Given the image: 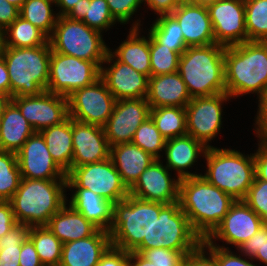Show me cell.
Masks as SVG:
<instances>
[{
	"label": "cell",
	"mask_w": 267,
	"mask_h": 266,
	"mask_svg": "<svg viewBox=\"0 0 267 266\" xmlns=\"http://www.w3.org/2000/svg\"><path fill=\"white\" fill-rule=\"evenodd\" d=\"M235 201L201 175L180 179V208L202 240L207 239L220 225Z\"/></svg>",
	"instance_id": "cell-1"
},
{
	"label": "cell",
	"mask_w": 267,
	"mask_h": 266,
	"mask_svg": "<svg viewBox=\"0 0 267 266\" xmlns=\"http://www.w3.org/2000/svg\"><path fill=\"white\" fill-rule=\"evenodd\" d=\"M226 93L234 99L248 94L259 99L267 94V41H246L225 48Z\"/></svg>",
	"instance_id": "cell-2"
},
{
	"label": "cell",
	"mask_w": 267,
	"mask_h": 266,
	"mask_svg": "<svg viewBox=\"0 0 267 266\" xmlns=\"http://www.w3.org/2000/svg\"><path fill=\"white\" fill-rule=\"evenodd\" d=\"M66 190V180L21 178L19 188L9 200L17 223L46 226L67 203Z\"/></svg>",
	"instance_id": "cell-3"
},
{
	"label": "cell",
	"mask_w": 267,
	"mask_h": 266,
	"mask_svg": "<svg viewBox=\"0 0 267 266\" xmlns=\"http://www.w3.org/2000/svg\"><path fill=\"white\" fill-rule=\"evenodd\" d=\"M225 48L216 43L190 46L181 54L177 72L185 82L191 98L226 92Z\"/></svg>",
	"instance_id": "cell-4"
},
{
	"label": "cell",
	"mask_w": 267,
	"mask_h": 266,
	"mask_svg": "<svg viewBox=\"0 0 267 266\" xmlns=\"http://www.w3.org/2000/svg\"><path fill=\"white\" fill-rule=\"evenodd\" d=\"M203 159L207 167L201 176L234 200L245 198L256 176L254 153L246 155L240 150L212 146Z\"/></svg>",
	"instance_id": "cell-5"
},
{
	"label": "cell",
	"mask_w": 267,
	"mask_h": 266,
	"mask_svg": "<svg viewBox=\"0 0 267 266\" xmlns=\"http://www.w3.org/2000/svg\"><path fill=\"white\" fill-rule=\"evenodd\" d=\"M5 60L11 84V97L37 96L49 81L51 46L49 41L36 47H5Z\"/></svg>",
	"instance_id": "cell-6"
},
{
	"label": "cell",
	"mask_w": 267,
	"mask_h": 266,
	"mask_svg": "<svg viewBox=\"0 0 267 266\" xmlns=\"http://www.w3.org/2000/svg\"><path fill=\"white\" fill-rule=\"evenodd\" d=\"M166 204L146 201L128 195L113 205V220L108 233L111 245L127 252L142 241H148L150 230Z\"/></svg>",
	"instance_id": "cell-7"
},
{
	"label": "cell",
	"mask_w": 267,
	"mask_h": 266,
	"mask_svg": "<svg viewBox=\"0 0 267 266\" xmlns=\"http://www.w3.org/2000/svg\"><path fill=\"white\" fill-rule=\"evenodd\" d=\"M48 41L52 51L94 62L100 69L110 49L101 32L67 16H58Z\"/></svg>",
	"instance_id": "cell-8"
},
{
	"label": "cell",
	"mask_w": 267,
	"mask_h": 266,
	"mask_svg": "<svg viewBox=\"0 0 267 266\" xmlns=\"http://www.w3.org/2000/svg\"><path fill=\"white\" fill-rule=\"evenodd\" d=\"M202 239L194 232L188 217L180 208L179 201L166 204L156 217L148 241H142L134 250L167 248L181 252H192Z\"/></svg>",
	"instance_id": "cell-9"
},
{
	"label": "cell",
	"mask_w": 267,
	"mask_h": 266,
	"mask_svg": "<svg viewBox=\"0 0 267 266\" xmlns=\"http://www.w3.org/2000/svg\"><path fill=\"white\" fill-rule=\"evenodd\" d=\"M67 188H86L106 200L116 203L129 195L111 158L71 167L66 176Z\"/></svg>",
	"instance_id": "cell-10"
},
{
	"label": "cell",
	"mask_w": 267,
	"mask_h": 266,
	"mask_svg": "<svg viewBox=\"0 0 267 266\" xmlns=\"http://www.w3.org/2000/svg\"><path fill=\"white\" fill-rule=\"evenodd\" d=\"M101 69L91 61L51 50L47 92L68 97L100 78Z\"/></svg>",
	"instance_id": "cell-11"
},
{
	"label": "cell",
	"mask_w": 267,
	"mask_h": 266,
	"mask_svg": "<svg viewBox=\"0 0 267 266\" xmlns=\"http://www.w3.org/2000/svg\"><path fill=\"white\" fill-rule=\"evenodd\" d=\"M230 99L232 98L226 92L191 98L185 107L187 134L202 142L207 148L212 147L211 140L218 137L223 128L224 102L229 103Z\"/></svg>",
	"instance_id": "cell-12"
},
{
	"label": "cell",
	"mask_w": 267,
	"mask_h": 266,
	"mask_svg": "<svg viewBox=\"0 0 267 266\" xmlns=\"http://www.w3.org/2000/svg\"><path fill=\"white\" fill-rule=\"evenodd\" d=\"M67 100L69 117L101 127L111 116L117 101L101 77L91 85L74 91Z\"/></svg>",
	"instance_id": "cell-13"
},
{
	"label": "cell",
	"mask_w": 267,
	"mask_h": 266,
	"mask_svg": "<svg viewBox=\"0 0 267 266\" xmlns=\"http://www.w3.org/2000/svg\"><path fill=\"white\" fill-rule=\"evenodd\" d=\"M266 223L243 201L236 200L229 208L220 225L206 239L211 245L236 249L251 238ZM222 241V246L216 241ZM225 243V244H223Z\"/></svg>",
	"instance_id": "cell-14"
},
{
	"label": "cell",
	"mask_w": 267,
	"mask_h": 266,
	"mask_svg": "<svg viewBox=\"0 0 267 266\" xmlns=\"http://www.w3.org/2000/svg\"><path fill=\"white\" fill-rule=\"evenodd\" d=\"M146 98L117 100L113 112L103 126L110 147L131 143L137 128L150 117Z\"/></svg>",
	"instance_id": "cell-15"
},
{
	"label": "cell",
	"mask_w": 267,
	"mask_h": 266,
	"mask_svg": "<svg viewBox=\"0 0 267 266\" xmlns=\"http://www.w3.org/2000/svg\"><path fill=\"white\" fill-rule=\"evenodd\" d=\"M11 101L36 132L58 125L68 117L66 97L43 91L37 96H14Z\"/></svg>",
	"instance_id": "cell-16"
},
{
	"label": "cell",
	"mask_w": 267,
	"mask_h": 266,
	"mask_svg": "<svg viewBox=\"0 0 267 266\" xmlns=\"http://www.w3.org/2000/svg\"><path fill=\"white\" fill-rule=\"evenodd\" d=\"M208 11L216 44L230 47L248 41L244 0H219Z\"/></svg>",
	"instance_id": "cell-17"
},
{
	"label": "cell",
	"mask_w": 267,
	"mask_h": 266,
	"mask_svg": "<svg viewBox=\"0 0 267 266\" xmlns=\"http://www.w3.org/2000/svg\"><path fill=\"white\" fill-rule=\"evenodd\" d=\"M169 171L162 159L154 160L129 188V194L138 199L163 204L179 201L180 179L177 176L173 178Z\"/></svg>",
	"instance_id": "cell-18"
},
{
	"label": "cell",
	"mask_w": 267,
	"mask_h": 266,
	"mask_svg": "<svg viewBox=\"0 0 267 266\" xmlns=\"http://www.w3.org/2000/svg\"><path fill=\"white\" fill-rule=\"evenodd\" d=\"M16 155L22 178L66 180L67 173L51 157L39 132L31 135Z\"/></svg>",
	"instance_id": "cell-19"
},
{
	"label": "cell",
	"mask_w": 267,
	"mask_h": 266,
	"mask_svg": "<svg viewBox=\"0 0 267 266\" xmlns=\"http://www.w3.org/2000/svg\"><path fill=\"white\" fill-rule=\"evenodd\" d=\"M100 77L116 100L147 96L149 78L118 61L110 52L102 63Z\"/></svg>",
	"instance_id": "cell-20"
},
{
	"label": "cell",
	"mask_w": 267,
	"mask_h": 266,
	"mask_svg": "<svg viewBox=\"0 0 267 266\" xmlns=\"http://www.w3.org/2000/svg\"><path fill=\"white\" fill-rule=\"evenodd\" d=\"M72 141V167L110 158L111 147L101 126L72 119Z\"/></svg>",
	"instance_id": "cell-21"
},
{
	"label": "cell",
	"mask_w": 267,
	"mask_h": 266,
	"mask_svg": "<svg viewBox=\"0 0 267 266\" xmlns=\"http://www.w3.org/2000/svg\"><path fill=\"white\" fill-rule=\"evenodd\" d=\"M179 23L187 47L214 44V32L207 7L182 1L171 13Z\"/></svg>",
	"instance_id": "cell-22"
},
{
	"label": "cell",
	"mask_w": 267,
	"mask_h": 266,
	"mask_svg": "<svg viewBox=\"0 0 267 266\" xmlns=\"http://www.w3.org/2000/svg\"><path fill=\"white\" fill-rule=\"evenodd\" d=\"M207 147L191 135L178 136L166 140L162 157L165 159V166L179 179L201 175L198 172H192L195 163L200 157H204ZM190 170V171H188ZM192 172V173H191Z\"/></svg>",
	"instance_id": "cell-23"
},
{
	"label": "cell",
	"mask_w": 267,
	"mask_h": 266,
	"mask_svg": "<svg viewBox=\"0 0 267 266\" xmlns=\"http://www.w3.org/2000/svg\"><path fill=\"white\" fill-rule=\"evenodd\" d=\"M111 246L110 234L98 229L90 237L63 243L59 266H96Z\"/></svg>",
	"instance_id": "cell-24"
},
{
	"label": "cell",
	"mask_w": 267,
	"mask_h": 266,
	"mask_svg": "<svg viewBox=\"0 0 267 266\" xmlns=\"http://www.w3.org/2000/svg\"><path fill=\"white\" fill-rule=\"evenodd\" d=\"M143 25L141 19L133 21L127 37L120 45L109 52L120 62L130 65L137 72L151 77L149 32L147 37L141 33ZM142 34V36H141Z\"/></svg>",
	"instance_id": "cell-25"
},
{
	"label": "cell",
	"mask_w": 267,
	"mask_h": 266,
	"mask_svg": "<svg viewBox=\"0 0 267 266\" xmlns=\"http://www.w3.org/2000/svg\"><path fill=\"white\" fill-rule=\"evenodd\" d=\"M146 100L150 108L181 107L191 101L185 82L178 72L151 76L148 79Z\"/></svg>",
	"instance_id": "cell-26"
},
{
	"label": "cell",
	"mask_w": 267,
	"mask_h": 266,
	"mask_svg": "<svg viewBox=\"0 0 267 266\" xmlns=\"http://www.w3.org/2000/svg\"><path fill=\"white\" fill-rule=\"evenodd\" d=\"M67 189L72 194L67 203L98 229L108 232L113 220L114 203L86 188Z\"/></svg>",
	"instance_id": "cell-27"
},
{
	"label": "cell",
	"mask_w": 267,
	"mask_h": 266,
	"mask_svg": "<svg viewBox=\"0 0 267 266\" xmlns=\"http://www.w3.org/2000/svg\"><path fill=\"white\" fill-rule=\"evenodd\" d=\"M110 158L128 189L137 181L141 173L156 160L150 153L132 142L112 146Z\"/></svg>",
	"instance_id": "cell-28"
},
{
	"label": "cell",
	"mask_w": 267,
	"mask_h": 266,
	"mask_svg": "<svg viewBox=\"0 0 267 266\" xmlns=\"http://www.w3.org/2000/svg\"><path fill=\"white\" fill-rule=\"evenodd\" d=\"M46 227L62 243L90 237L98 230L68 203L49 219Z\"/></svg>",
	"instance_id": "cell-29"
},
{
	"label": "cell",
	"mask_w": 267,
	"mask_h": 266,
	"mask_svg": "<svg viewBox=\"0 0 267 266\" xmlns=\"http://www.w3.org/2000/svg\"><path fill=\"white\" fill-rule=\"evenodd\" d=\"M36 131L10 101L0 119V150L16 153Z\"/></svg>",
	"instance_id": "cell-30"
},
{
	"label": "cell",
	"mask_w": 267,
	"mask_h": 266,
	"mask_svg": "<svg viewBox=\"0 0 267 266\" xmlns=\"http://www.w3.org/2000/svg\"><path fill=\"white\" fill-rule=\"evenodd\" d=\"M54 161L67 173L72 167V118L39 131Z\"/></svg>",
	"instance_id": "cell-31"
},
{
	"label": "cell",
	"mask_w": 267,
	"mask_h": 266,
	"mask_svg": "<svg viewBox=\"0 0 267 266\" xmlns=\"http://www.w3.org/2000/svg\"><path fill=\"white\" fill-rule=\"evenodd\" d=\"M150 117L166 140L187 134L185 108L173 106L151 108Z\"/></svg>",
	"instance_id": "cell-32"
},
{
	"label": "cell",
	"mask_w": 267,
	"mask_h": 266,
	"mask_svg": "<svg viewBox=\"0 0 267 266\" xmlns=\"http://www.w3.org/2000/svg\"><path fill=\"white\" fill-rule=\"evenodd\" d=\"M53 5H56L55 0H26L19 9V15L49 38L58 19Z\"/></svg>",
	"instance_id": "cell-33"
},
{
	"label": "cell",
	"mask_w": 267,
	"mask_h": 266,
	"mask_svg": "<svg viewBox=\"0 0 267 266\" xmlns=\"http://www.w3.org/2000/svg\"><path fill=\"white\" fill-rule=\"evenodd\" d=\"M5 47H36L45 45L48 37L20 15L4 30Z\"/></svg>",
	"instance_id": "cell-34"
},
{
	"label": "cell",
	"mask_w": 267,
	"mask_h": 266,
	"mask_svg": "<svg viewBox=\"0 0 267 266\" xmlns=\"http://www.w3.org/2000/svg\"><path fill=\"white\" fill-rule=\"evenodd\" d=\"M148 32L161 44L182 54L187 46L184 42L181 27L177 20L171 15L156 16Z\"/></svg>",
	"instance_id": "cell-35"
},
{
	"label": "cell",
	"mask_w": 267,
	"mask_h": 266,
	"mask_svg": "<svg viewBox=\"0 0 267 266\" xmlns=\"http://www.w3.org/2000/svg\"><path fill=\"white\" fill-rule=\"evenodd\" d=\"M29 238L44 266H59L63 243L46 226H33Z\"/></svg>",
	"instance_id": "cell-36"
},
{
	"label": "cell",
	"mask_w": 267,
	"mask_h": 266,
	"mask_svg": "<svg viewBox=\"0 0 267 266\" xmlns=\"http://www.w3.org/2000/svg\"><path fill=\"white\" fill-rule=\"evenodd\" d=\"M30 228L17 223L0 238V266H19L21 246L28 239Z\"/></svg>",
	"instance_id": "cell-37"
},
{
	"label": "cell",
	"mask_w": 267,
	"mask_h": 266,
	"mask_svg": "<svg viewBox=\"0 0 267 266\" xmlns=\"http://www.w3.org/2000/svg\"><path fill=\"white\" fill-rule=\"evenodd\" d=\"M248 41H267V0H244Z\"/></svg>",
	"instance_id": "cell-38"
},
{
	"label": "cell",
	"mask_w": 267,
	"mask_h": 266,
	"mask_svg": "<svg viewBox=\"0 0 267 266\" xmlns=\"http://www.w3.org/2000/svg\"><path fill=\"white\" fill-rule=\"evenodd\" d=\"M21 172L17 155L0 150V201H9L19 188Z\"/></svg>",
	"instance_id": "cell-39"
},
{
	"label": "cell",
	"mask_w": 267,
	"mask_h": 266,
	"mask_svg": "<svg viewBox=\"0 0 267 266\" xmlns=\"http://www.w3.org/2000/svg\"><path fill=\"white\" fill-rule=\"evenodd\" d=\"M151 76L170 74L178 71L181 54L161 45L149 33Z\"/></svg>",
	"instance_id": "cell-40"
},
{
	"label": "cell",
	"mask_w": 267,
	"mask_h": 266,
	"mask_svg": "<svg viewBox=\"0 0 267 266\" xmlns=\"http://www.w3.org/2000/svg\"><path fill=\"white\" fill-rule=\"evenodd\" d=\"M132 143L150 153L156 159H162L166 139L149 117L137 128Z\"/></svg>",
	"instance_id": "cell-41"
},
{
	"label": "cell",
	"mask_w": 267,
	"mask_h": 266,
	"mask_svg": "<svg viewBox=\"0 0 267 266\" xmlns=\"http://www.w3.org/2000/svg\"><path fill=\"white\" fill-rule=\"evenodd\" d=\"M86 12L82 22L102 34L117 24L111 15L106 0H86Z\"/></svg>",
	"instance_id": "cell-42"
},
{
	"label": "cell",
	"mask_w": 267,
	"mask_h": 266,
	"mask_svg": "<svg viewBox=\"0 0 267 266\" xmlns=\"http://www.w3.org/2000/svg\"><path fill=\"white\" fill-rule=\"evenodd\" d=\"M237 250L241 255L252 258L255 262L260 261L267 266V223Z\"/></svg>",
	"instance_id": "cell-43"
},
{
	"label": "cell",
	"mask_w": 267,
	"mask_h": 266,
	"mask_svg": "<svg viewBox=\"0 0 267 266\" xmlns=\"http://www.w3.org/2000/svg\"><path fill=\"white\" fill-rule=\"evenodd\" d=\"M140 253L153 266H183L186 256L190 252L175 251L167 248H153L146 250H133Z\"/></svg>",
	"instance_id": "cell-44"
},
{
	"label": "cell",
	"mask_w": 267,
	"mask_h": 266,
	"mask_svg": "<svg viewBox=\"0 0 267 266\" xmlns=\"http://www.w3.org/2000/svg\"><path fill=\"white\" fill-rule=\"evenodd\" d=\"M243 201L267 223V182L254 178Z\"/></svg>",
	"instance_id": "cell-45"
},
{
	"label": "cell",
	"mask_w": 267,
	"mask_h": 266,
	"mask_svg": "<svg viewBox=\"0 0 267 266\" xmlns=\"http://www.w3.org/2000/svg\"><path fill=\"white\" fill-rule=\"evenodd\" d=\"M111 15L118 24L127 25L135 18L133 15L138 13V9L143 8L142 0H106Z\"/></svg>",
	"instance_id": "cell-46"
},
{
	"label": "cell",
	"mask_w": 267,
	"mask_h": 266,
	"mask_svg": "<svg viewBox=\"0 0 267 266\" xmlns=\"http://www.w3.org/2000/svg\"><path fill=\"white\" fill-rule=\"evenodd\" d=\"M183 266H217L215 260V246L206 239L192 252H190Z\"/></svg>",
	"instance_id": "cell-47"
},
{
	"label": "cell",
	"mask_w": 267,
	"mask_h": 266,
	"mask_svg": "<svg viewBox=\"0 0 267 266\" xmlns=\"http://www.w3.org/2000/svg\"><path fill=\"white\" fill-rule=\"evenodd\" d=\"M237 253L231 249L215 246V260L217 266H259L257 263L254 264L255 262L252 258L243 255L240 256L241 254H239V251Z\"/></svg>",
	"instance_id": "cell-48"
},
{
	"label": "cell",
	"mask_w": 267,
	"mask_h": 266,
	"mask_svg": "<svg viewBox=\"0 0 267 266\" xmlns=\"http://www.w3.org/2000/svg\"><path fill=\"white\" fill-rule=\"evenodd\" d=\"M258 110L254 118V133L258 143L267 146V94L258 99Z\"/></svg>",
	"instance_id": "cell-49"
},
{
	"label": "cell",
	"mask_w": 267,
	"mask_h": 266,
	"mask_svg": "<svg viewBox=\"0 0 267 266\" xmlns=\"http://www.w3.org/2000/svg\"><path fill=\"white\" fill-rule=\"evenodd\" d=\"M185 0H142L147 10L154 11L157 16L171 14Z\"/></svg>",
	"instance_id": "cell-50"
},
{
	"label": "cell",
	"mask_w": 267,
	"mask_h": 266,
	"mask_svg": "<svg viewBox=\"0 0 267 266\" xmlns=\"http://www.w3.org/2000/svg\"><path fill=\"white\" fill-rule=\"evenodd\" d=\"M19 266H44L39 259L34 243L29 237L21 246Z\"/></svg>",
	"instance_id": "cell-51"
},
{
	"label": "cell",
	"mask_w": 267,
	"mask_h": 266,
	"mask_svg": "<svg viewBox=\"0 0 267 266\" xmlns=\"http://www.w3.org/2000/svg\"><path fill=\"white\" fill-rule=\"evenodd\" d=\"M128 252L111 246L96 266H127Z\"/></svg>",
	"instance_id": "cell-52"
},
{
	"label": "cell",
	"mask_w": 267,
	"mask_h": 266,
	"mask_svg": "<svg viewBox=\"0 0 267 266\" xmlns=\"http://www.w3.org/2000/svg\"><path fill=\"white\" fill-rule=\"evenodd\" d=\"M15 224H17V221L10 201H0V238H2Z\"/></svg>",
	"instance_id": "cell-53"
},
{
	"label": "cell",
	"mask_w": 267,
	"mask_h": 266,
	"mask_svg": "<svg viewBox=\"0 0 267 266\" xmlns=\"http://www.w3.org/2000/svg\"><path fill=\"white\" fill-rule=\"evenodd\" d=\"M257 144L256 152L254 150L255 175L258 179L267 182V146Z\"/></svg>",
	"instance_id": "cell-54"
},
{
	"label": "cell",
	"mask_w": 267,
	"mask_h": 266,
	"mask_svg": "<svg viewBox=\"0 0 267 266\" xmlns=\"http://www.w3.org/2000/svg\"><path fill=\"white\" fill-rule=\"evenodd\" d=\"M18 16V7L8 3L6 0H0V27L5 30L18 18Z\"/></svg>",
	"instance_id": "cell-55"
},
{
	"label": "cell",
	"mask_w": 267,
	"mask_h": 266,
	"mask_svg": "<svg viewBox=\"0 0 267 266\" xmlns=\"http://www.w3.org/2000/svg\"><path fill=\"white\" fill-rule=\"evenodd\" d=\"M0 92L11 96V84L5 60L0 54Z\"/></svg>",
	"instance_id": "cell-56"
},
{
	"label": "cell",
	"mask_w": 267,
	"mask_h": 266,
	"mask_svg": "<svg viewBox=\"0 0 267 266\" xmlns=\"http://www.w3.org/2000/svg\"><path fill=\"white\" fill-rule=\"evenodd\" d=\"M86 0H79L78 4L71 9V11L66 15L68 18L73 20L82 21L86 15Z\"/></svg>",
	"instance_id": "cell-57"
},
{
	"label": "cell",
	"mask_w": 267,
	"mask_h": 266,
	"mask_svg": "<svg viewBox=\"0 0 267 266\" xmlns=\"http://www.w3.org/2000/svg\"><path fill=\"white\" fill-rule=\"evenodd\" d=\"M127 266H153V265L152 262L145 259L140 253L131 251L128 252Z\"/></svg>",
	"instance_id": "cell-58"
},
{
	"label": "cell",
	"mask_w": 267,
	"mask_h": 266,
	"mask_svg": "<svg viewBox=\"0 0 267 266\" xmlns=\"http://www.w3.org/2000/svg\"><path fill=\"white\" fill-rule=\"evenodd\" d=\"M79 0H55V9H56L58 16H66L71 9L78 4Z\"/></svg>",
	"instance_id": "cell-59"
},
{
	"label": "cell",
	"mask_w": 267,
	"mask_h": 266,
	"mask_svg": "<svg viewBox=\"0 0 267 266\" xmlns=\"http://www.w3.org/2000/svg\"><path fill=\"white\" fill-rule=\"evenodd\" d=\"M11 99H12L11 96L0 92V119L4 113L6 106L9 104Z\"/></svg>",
	"instance_id": "cell-60"
},
{
	"label": "cell",
	"mask_w": 267,
	"mask_h": 266,
	"mask_svg": "<svg viewBox=\"0 0 267 266\" xmlns=\"http://www.w3.org/2000/svg\"><path fill=\"white\" fill-rule=\"evenodd\" d=\"M193 5H197V6H203V7H209L210 5L215 4L216 2H218L219 0H185Z\"/></svg>",
	"instance_id": "cell-61"
},
{
	"label": "cell",
	"mask_w": 267,
	"mask_h": 266,
	"mask_svg": "<svg viewBox=\"0 0 267 266\" xmlns=\"http://www.w3.org/2000/svg\"><path fill=\"white\" fill-rule=\"evenodd\" d=\"M4 48H5L4 29L0 27V54L2 53Z\"/></svg>",
	"instance_id": "cell-62"
},
{
	"label": "cell",
	"mask_w": 267,
	"mask_h": 266,
	"mask_svg": "<svg viewBox=\"0 0 267 266\" xmlns=\"http://www.w3.org/2000/svg\"><path fill=\"white\" fill-rule=\"evenodd\" d=\"M8 3H11L13 5H15L16 7H18L19 9L22 7L23 3L26 0H6Z\"/></svg>",
	"instance_id": "cell-63"
}]
</instances>
